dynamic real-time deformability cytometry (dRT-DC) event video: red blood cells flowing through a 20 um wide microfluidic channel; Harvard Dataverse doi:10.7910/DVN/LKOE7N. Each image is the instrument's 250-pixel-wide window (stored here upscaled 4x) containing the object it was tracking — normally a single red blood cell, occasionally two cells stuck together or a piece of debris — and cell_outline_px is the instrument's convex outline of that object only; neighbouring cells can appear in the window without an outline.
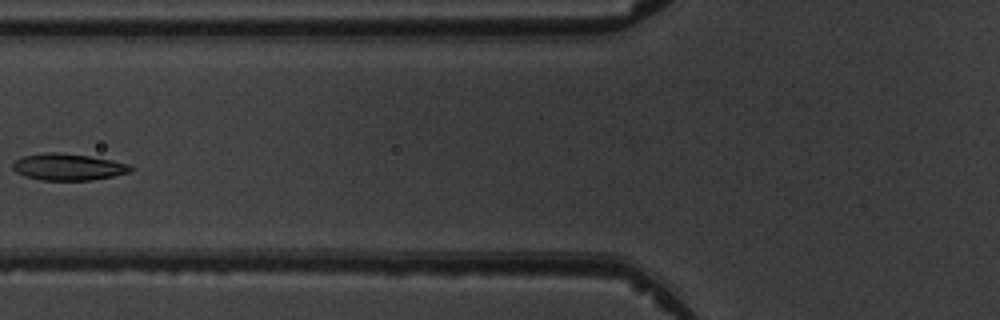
{"species": "common noctule bat (a hibernating species)", "species_latin": "Nyctalus noctula", "temperature_condition": "warm", "stored_images_in_passage": 8, "camera_frame_rate_fps": 3000, "um_per_image_px": 0.085, "animal": {"sex": "male", "body_mass_g": 19.5, "forearm_length_mm": 54.6}, "frame": {"image": 1, "passage_image": 6, "time_ms": 6.0, "image_size_px": [1000, 320], "cell_outline_px": [[132, 172], [92, 180], [40, 180], [24, 176], [16, 172], [12, 168], [12, 164], [16, 160], [24, 156], [44, 152], [56, 152], [88, 156], [112, 160], [132, 164]], "centroid_in_image_um": [5.8, 14.19], "position_along_channel_um": 120.0, "area_um2": 18.38}}
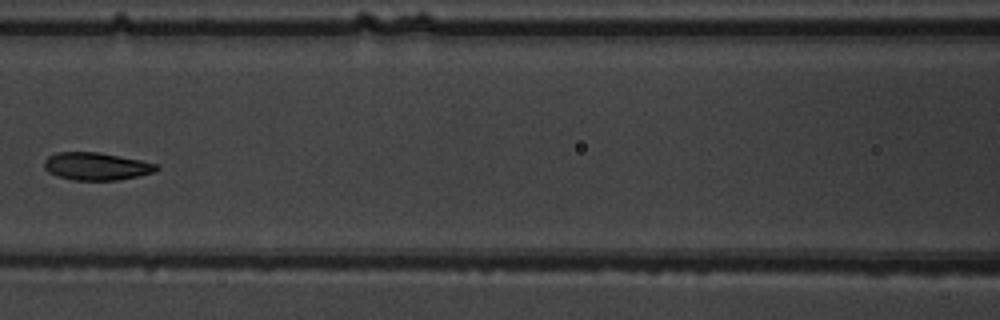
{"frame": {"image": 2, "passage_image": 7, "time_ms": 7.0, "image_size_px": [1000, 320], "cell_outline_px": [[160, 168], [156, 172], [120, 180], [72, 180], [48, 172], [44, 168], [44, 160], [48, 156], [56, 152], [96, 152], [140, 160], [160, 164]], "centroid_in_image_um": [8.22, 14.14], "position_along_channel_um": 158.4, "area_um2": 18.15}}
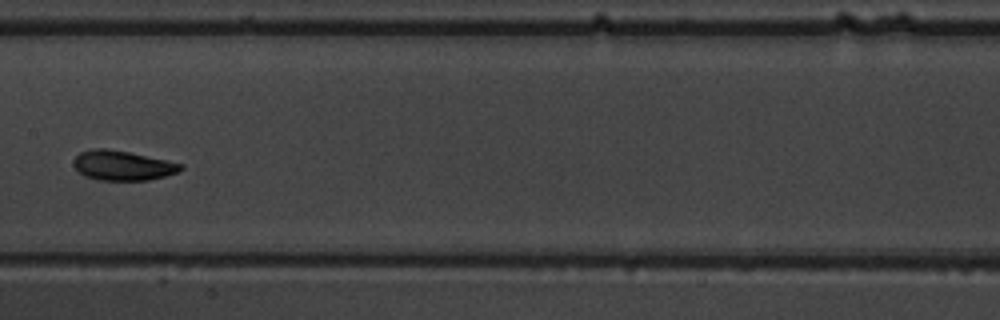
{"frame": {"image": 3, "passage_image": 8, "time_ms": 8.0, "image_size_px": [1000, 320], "cell_outline_px": [[184, 168], [176, 172], [164, 176], [148, 180], [96, 180], [84, 176], [72, 164], [72, 160], [80, 152], [92, 148], [104, 148], [128, 152], [184, 164]], "centroid_in_image_um": [10.38, 14.06], "position_along_channel_um": 197.0, "area_um2": 18.5}}